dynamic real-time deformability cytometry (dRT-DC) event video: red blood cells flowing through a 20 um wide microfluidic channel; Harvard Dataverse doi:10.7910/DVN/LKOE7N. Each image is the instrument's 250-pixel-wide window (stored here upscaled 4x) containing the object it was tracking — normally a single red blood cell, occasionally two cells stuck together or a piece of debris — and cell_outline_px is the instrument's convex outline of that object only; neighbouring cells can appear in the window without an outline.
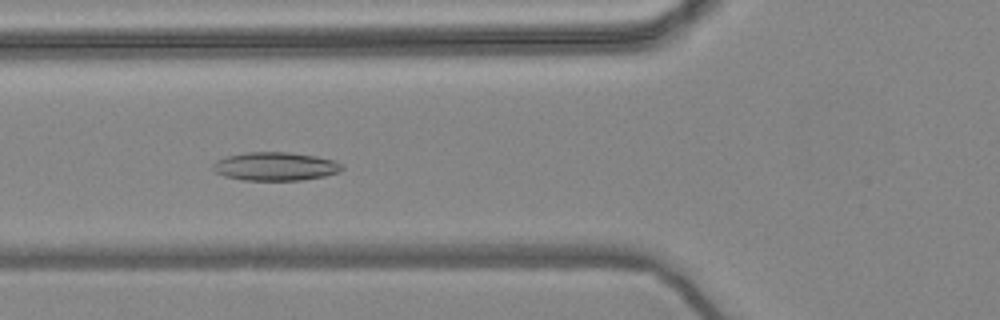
{"species": "common noctule bat (a hibernating species)", "species_latin": "Nyctalus noctula", "temperature_condition": "warm", "stored_images_in_passage": 56, "camera_frame_rate_fps": 3000, "um_per_image_px": 0.085, "animal": {"sex": "female", "body_mass_g": 24.6, "forearm_length_mm": 56.2}, "frame": {"image": 1, "passage_image": 21, "time_ms": 6.667, "image_size_px": [1000, 320], "cell_outline_px": [[344, 168], [340, 172], [324, 176], [304, 180], [240, 180], [224, 176], [216, 172], [212, 168], [212, 164], [216, 160], [224, 156], [244, 152], [288, 152], [316, 156], [336, 160], [344, 164]], "centroid_in_image_um": [23.41, 14.14], "position_along_channel_um": 102.4, "area_um2": 21.79}}
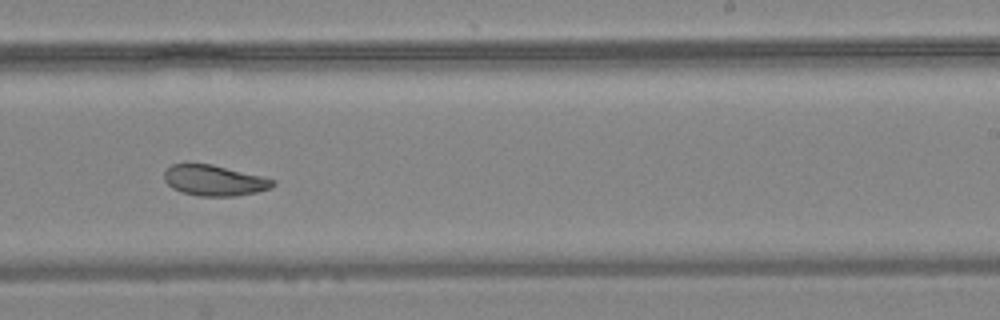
{"frame": {"image": 2, "passage_image": 35, "time_ms": 11.333, "image_size_px": [1000, 320], "cell_outline_px": [[276, 184], [272, 188], [256, 192], [236, 196], [200, 196], [184, 192], [172, 188], [164, 180], [164, 172], [172, 164], [212, 164], [276, 180]], "centroid_in_image_um": [18.23, 15.34], "position_along_channel_um": 270.8, "area_um2": 19.25}}
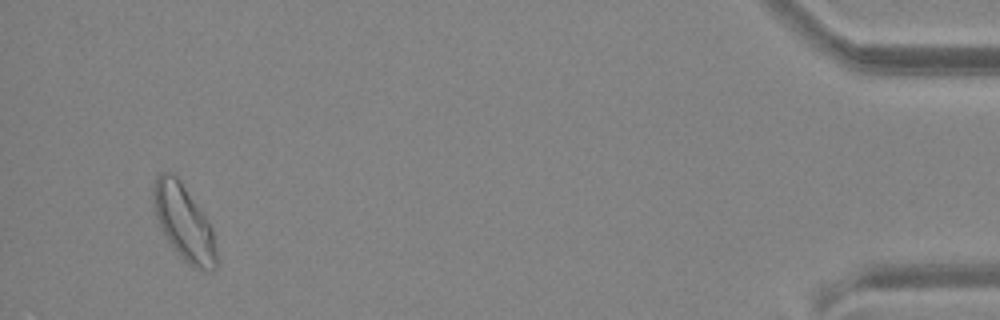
{"frame": {"image": 3, "passage_image": 54, "time_ms": 17.667, "image_size_px": [1000, 320], "cell_outline_px": [[216, 268], [212, 272], [192, 268], [176, 252], [160, 228], [156, 216], [152, 200], [152, 184], [156, 176], [160, 172], [172, 172], [180, 180], [208, 220], [212, 228], [216, 248]], "centroid_in_image_um": [15.61, 18.91], "position_along_channel_um": 419.6, "area_um2": 27.92}, "authors_computed_cell_mechanics": {"area_um2": 22.3686, "velocity_mm_per_s": 3.6064, "shape_relaxation_time_tau1_ms": null, "shape_relaxation_time_tau2_ms": 5.3387, "deformation_change_tau1": null, "deformation_change_tau2": 0.1067}}